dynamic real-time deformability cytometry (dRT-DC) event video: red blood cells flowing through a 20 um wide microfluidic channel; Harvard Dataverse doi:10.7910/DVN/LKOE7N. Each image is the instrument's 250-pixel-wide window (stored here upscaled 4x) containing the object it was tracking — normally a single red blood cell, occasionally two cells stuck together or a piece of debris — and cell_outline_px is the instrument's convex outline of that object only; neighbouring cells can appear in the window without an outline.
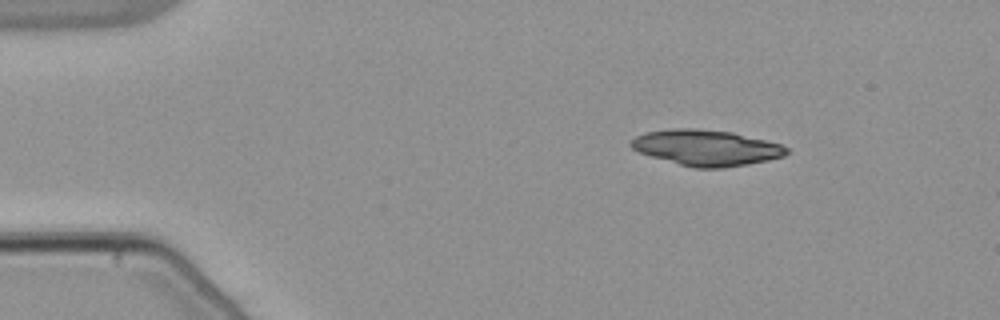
{"species": "common noctule bat (a hibernating species)", "species_latin": "Nyctalus noctula", "temperature_condition": "warm", "stored_images_in_passage": 10, "camera_frame_rate_fps": 3000, "um_per_image_px": 0.085, "animal": {"sex": "male", "body_mass_g": 21.5, "forearm_length_mm": 52.0}, "frame": {"image": 1, "passage_image": 1, "time_ms": 0.0, "image_size_px": [1000, 320], "cell_outline_px": [[788, 152], [784, 156], [768, 160], [720, 168], [696, 168], [680, 164], [652, 156], [640, 152], [632, 148], [628, 144], [636, 136], [644, 132], [672, 128], [696, 128], [732, 132], [780, 144], [788, 148]], "centroid_in_image_um": [60.01, 12.54], "position_along_channel_um": 25.0, "area_um2": 32.08}}